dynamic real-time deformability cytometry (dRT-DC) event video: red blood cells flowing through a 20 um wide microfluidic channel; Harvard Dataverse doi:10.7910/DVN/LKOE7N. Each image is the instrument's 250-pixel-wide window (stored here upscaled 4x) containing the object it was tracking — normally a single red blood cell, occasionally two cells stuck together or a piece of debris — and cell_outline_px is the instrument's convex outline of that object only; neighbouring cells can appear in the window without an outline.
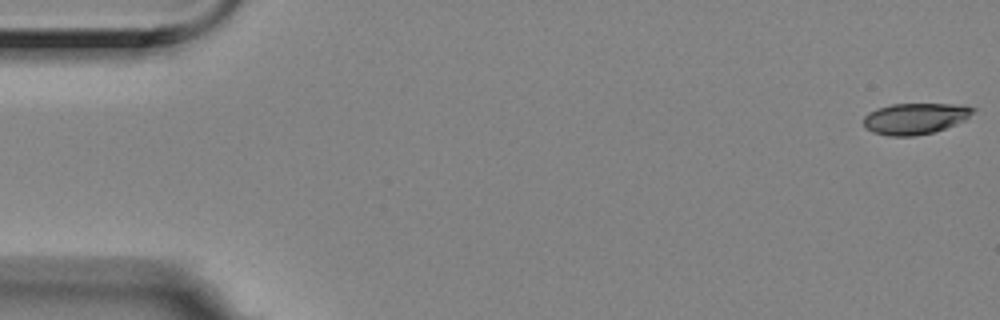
{"species": "Egyptian fruit bat (a non-hibernating species)", "species_latin": "Rousettus aegyptiacus", "temperature_condition": "room temperature", "stored_images_in_passage": 2, "segment_of_instrument_passage": [2, 2], "camera_frame_rate_fps": 3000, "um_per_image_px": 0.085, "animal": {"sex": "female"}, "frame": {"image": 1, "passage_image": 2, "time_ms": 0.333, "image_size_px": [1000, 320], "cell_outline_px": [[976, 108], [964, 120], [956, 124], [932, 132], [912, 136], [888, 136], [872, 132], [864, 128], [864, 116], [868, 112], [876, 108], [892, 104], [964, 104]], "centroid_in_image_um": [77.75, 10.07], "position_along_channel_um": 7.3, "area_um2": 19.88}}